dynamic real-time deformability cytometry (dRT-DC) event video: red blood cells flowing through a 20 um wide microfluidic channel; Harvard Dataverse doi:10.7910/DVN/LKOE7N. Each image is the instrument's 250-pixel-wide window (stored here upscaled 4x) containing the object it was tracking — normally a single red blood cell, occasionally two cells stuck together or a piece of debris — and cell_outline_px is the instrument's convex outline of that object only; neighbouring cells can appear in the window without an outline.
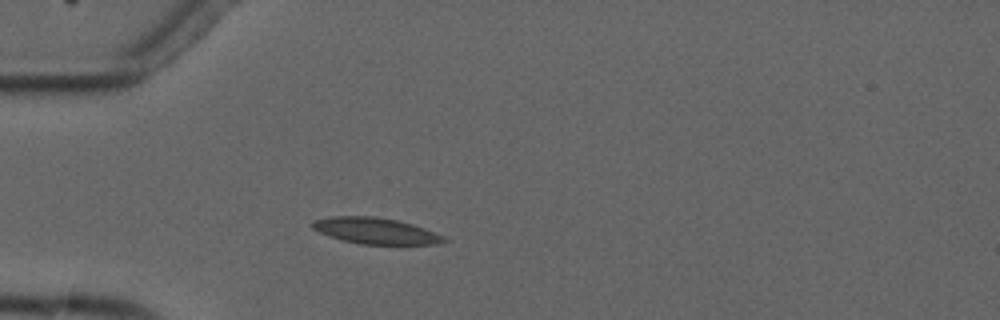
{"species": "common noctule bat (a hibernating species)", "species_latin": "Nyctalus noctula", "temperature_condition": "cold", "stored_images_in_passage": 2, "camera_frame_rate_fps": 3000, "um_per_image_px": 0.085, "animal": {"sex": "male", "forearm_length_mm": 52.5}, "frame": {"image": 1, "passage_image": 2, "time_ms": 2.0, "image_size_px": [1000, 320], "cell_outline_px": [[448, 240], [436, 244], [360, 244], [328, 236], [312, 228], [308, 224], [312, 220], [332, 216], [376, 216], [396, 220], [412, 224], [444, 236]], "centroid_in_image_um": [31.86, 19.61], "position_along_channel_um": 53.1, "area_um2": 20.0}}